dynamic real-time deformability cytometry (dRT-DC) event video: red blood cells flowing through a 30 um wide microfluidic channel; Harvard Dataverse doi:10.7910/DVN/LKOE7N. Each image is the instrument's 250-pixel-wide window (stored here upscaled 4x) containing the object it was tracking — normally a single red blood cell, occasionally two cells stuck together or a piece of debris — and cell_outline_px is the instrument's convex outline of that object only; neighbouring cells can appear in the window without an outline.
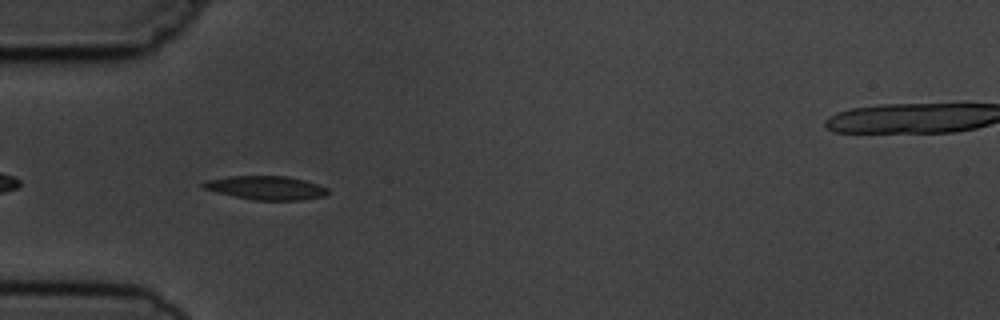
{"species": "common noctule bat (a hibernating species)", "species_latin": "Nyctalus noctula", "temperature_condition": "cold", "stored_images_in_passage": 7, "camera_frame_rate_fps": 3000, "um_per_image_px": 0.085, "animal": {"sex": "male", "body_mass_g": 19.5, "forearm_length_mm": 54.6}, "frame": {"image": 1, "passage_image": 4, "time_ms": 3.333, "image_size_px": [1000, 320], "cell_outline_px": [[328, 192], [324, 196], [300, 200], [252, 200], [232, 196], [216, 192], [204, 188], [200, 184], [204, 180], [228, 176], [288, 176], [304, 180], [328, 188]], "centroid_in_image_um": [22.56, 15.96], "position_along_channel_um": 62.4, "area_um2": 17.28}}
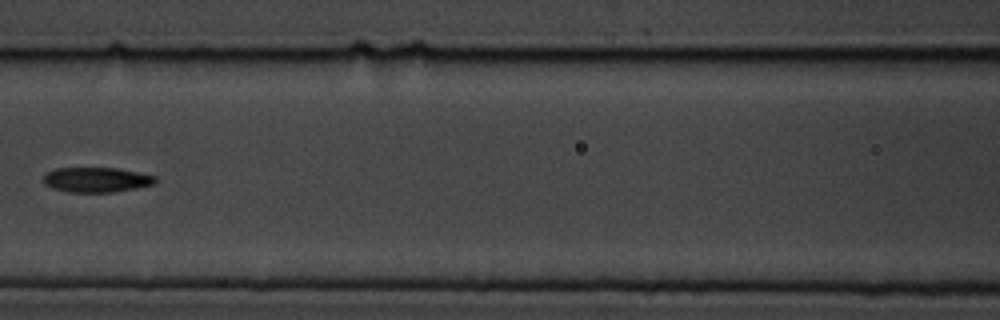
{"frame": {"image": 2, "passage_image": 6, "time_ms": 6.0, "image_size_px": [1000, 320], "cell_outline_px": [[156, 180], [152, 184], [136, 188], [112, 192], [68, 192], [52, 188], [44, 184], [44, 172], [56, 168], [116, 168], [156, 176]], "centroid_in_image_um": [8.14, 15.27], "position_along_channel_um": 158.5, "area_um2": 16.18}}
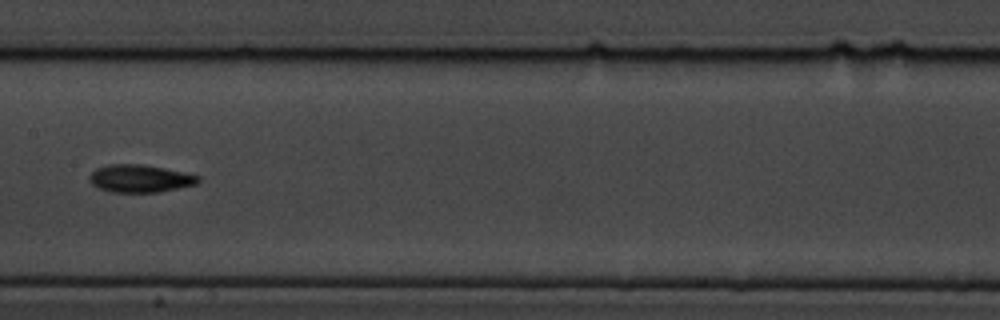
{"frame": {"image": 3, "passage_image": 7, "time_ms": 7.0, "image_size_px": [1000, 320], "cell_outline_px": [[200, 180], [196, 184], [156, 192], [112, 192], [100, 188], [92, 184], [88, 180], [88, 176], [96, 168], [108, 164], [140, 164], [164, 168], [184, 172], [200, 176]], "centroid_in_image_um": [11.87, 15.16], "position_along_channel_um": 195.5, "area_um2": 17.4}}